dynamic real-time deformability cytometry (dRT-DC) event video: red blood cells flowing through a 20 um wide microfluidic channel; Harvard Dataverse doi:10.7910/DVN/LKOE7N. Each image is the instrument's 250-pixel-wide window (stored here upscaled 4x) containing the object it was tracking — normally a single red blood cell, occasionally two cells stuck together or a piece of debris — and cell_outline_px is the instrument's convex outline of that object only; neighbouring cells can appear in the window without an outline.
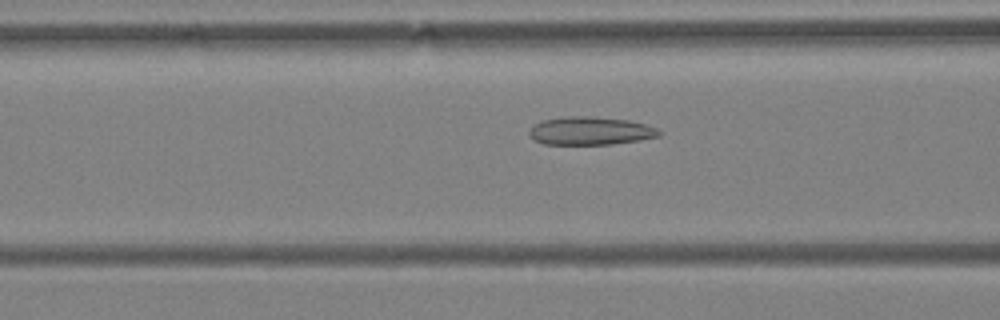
{"species": "Egyptian fruit bat (a non-hibernating species)", "species_latin": "Rousettus aegyptiacus", "temperature_condition": "warm", "stored_images_in_passage": 58, "camera_frame_rate_fps": 3000, "um_per_image_px": 0.085, "animal": {"sex": "female"}, "frame": {"image": 1, "passage_image": 24, "time_ms": 7.667, "image_size_px": [1000, 320], "cell_outline_px": [[664, 132], [660, 136], [640, 140], [612, 144], [544, 144], [532, 140], [528, 132], [536, 124], [544, 120], [564, 116], [592, 116], [628, 120], [644, 124], [656, 128]], "centroid_in_image_um": [50.2, 11.12], "position_along_channel_um": 116.4, "area_um2": 21.33}}
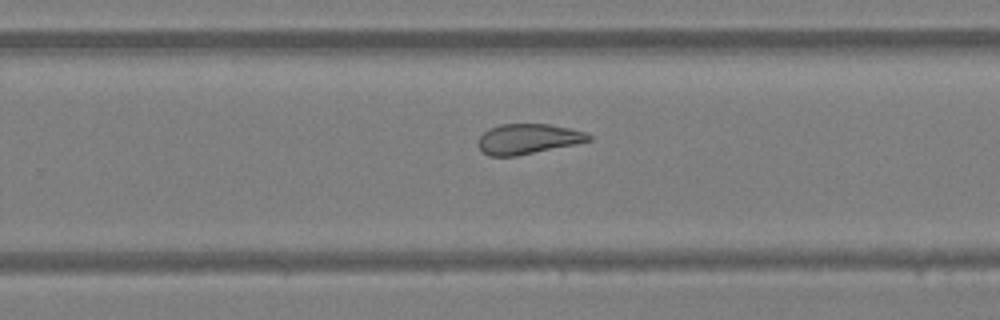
{"frame": {"image": 2, "passage_image": 38, "time_ms": 12.333, "image_size_px": [1000, 320], "cell_outline_px": [[592, 140], [576, 144], [516, 156], [488, 156], [480, 148], [480, 136], [488, 128], [500, 124], [548, 124], [568, 128], [584, 132], [592, 136]], "centroid_in_image_um": [44.89, 11.81], "position_along_channel_um": 284.9, "area_um2": 19.25}}
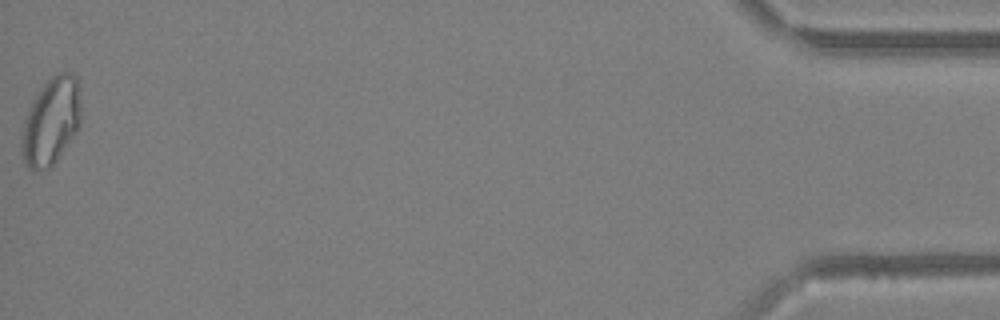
{"frame": {"image": 3, "passage_image": 58, "time_ms": 19.0, "image_size_px": [1000, 320], "cell_outline_px": [[80, 124], [76, 132], [52, 168], [32, 168], [24, 160], [20, 132], [24, 120], [32, 100], [44, 84], [56, 72], [72, 72], [76, 76], [80, 88]], "centroid_in_image_um": [4.37, 10.26], "position_along_channel_um": 430.8, "area_um2": 30.11}, "authors_computed_cell_mechanics": {"area_um2": 24.7384, "velocity_mm_per_s": 3.6221, "shape_relaxation_time_tau1_ms": null, "shape_relaxation_time_tau2_ms": 2.5415, "deformation_change_tau1": null, "deformation_change_tau2": 0.0798}}